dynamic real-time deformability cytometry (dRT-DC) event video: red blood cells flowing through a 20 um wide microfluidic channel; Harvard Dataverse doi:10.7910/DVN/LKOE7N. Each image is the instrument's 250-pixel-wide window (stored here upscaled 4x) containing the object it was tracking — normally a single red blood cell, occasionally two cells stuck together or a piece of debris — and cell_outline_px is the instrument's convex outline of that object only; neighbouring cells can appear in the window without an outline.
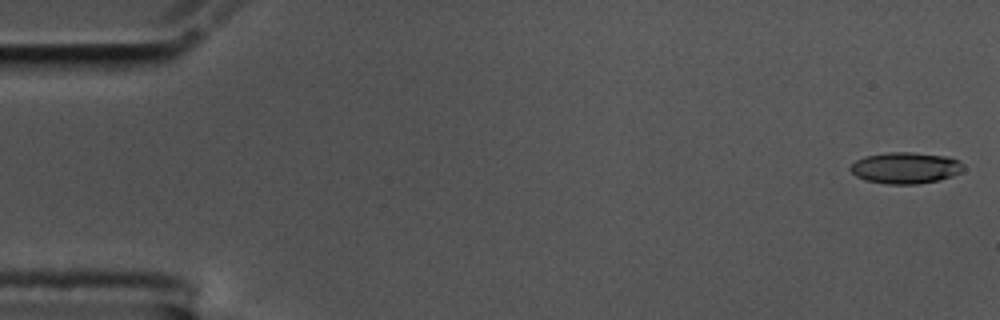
{"species": "common noctule bat (a hibernating species)", "species_latin": "Nyctalus noctula", "temperature_condition": "cold", "stored_images_in_passage": 57, "camera_frame_rate_fps": 3000, "um_per_image_px": 0.085, "animal": {"sex": "male", "body_mass_g": 17.5, "forearm_length_mm": 52.3}, "frame": {"image": 1, "passage_image": 1, "time_ms": 0.0, "image_size_px": [1000, 320], "cell_outline_px": [[964, 168], [960, 172], [952, 176], [936, 180], [916, 184], [888, 184], [864, 180], [856, 176], [848, 168], [856, 160], [864, 156], [888, 152], [912, 152], [948, 156], [960, 160], [964, 164]], "centroid_in_image_um": [76.96, 14.26], "position_along_channel_um": 8.0, "area_um2": 20.75}}
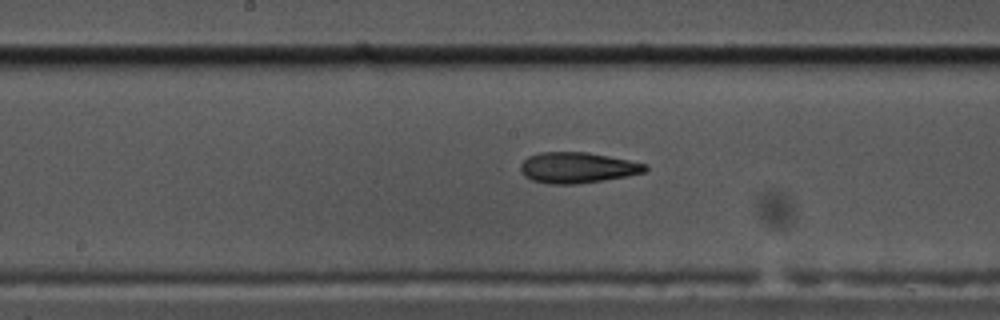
{"frame": {"image": 2, "passage_image": 29, "time_ms": 9.333, "image_size_px": [1000, 320], "cell_outline_px": [[648, 168], [644, 172], [628, 176], [604, 180], [572, 184], [548, 184], [532, 180], [524, 176], [520, 172], [520, 164], [528, 156], [540, 152], [588, 152], [648, 164]], "centroid_in_image_um": [49.06, 14.25], "position_along_channel_um": 199.1, "area_um2": 22.43}}
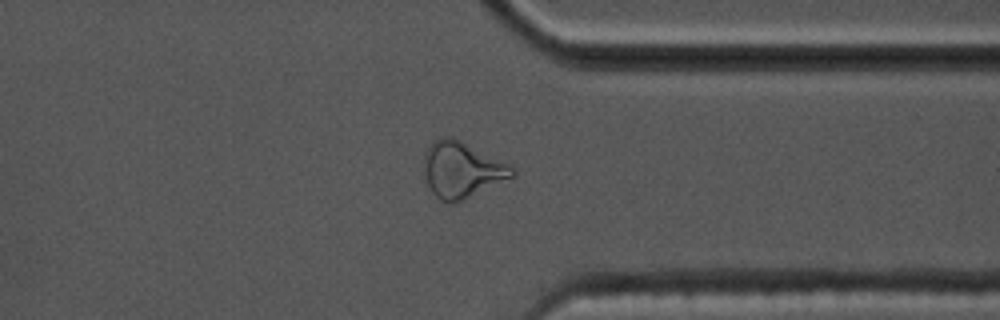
{"frame": {"image": 3, "passage_image": 44, "time_ms": 14.333, "image_size_px": [1000, 320], "cell_outline_px": [[516, 176], [452, 204], [444, 204], [432, 192], [428, 184], [424, 172], [424, 152], [428, 144], [432, 140], [444, 136], [452, 136], [508, 164], [516, 172]], "centroid_in_image_um": [39.21, 14.42], "position_along_channel_um": 372.2, "area_um2": 28.78}, "authors_computed_cell_mechanics": {"area_um2": 22.0218, "velocity_mm_per_s": 3.5088, "shape_relaxation_time_tau1_ms": 4.2313, "shape_relaxation_time_tau2_ms": 3.9341, "deformation_change_tau1": 0.1642, "deformation_change_tau2": 0.1463}}